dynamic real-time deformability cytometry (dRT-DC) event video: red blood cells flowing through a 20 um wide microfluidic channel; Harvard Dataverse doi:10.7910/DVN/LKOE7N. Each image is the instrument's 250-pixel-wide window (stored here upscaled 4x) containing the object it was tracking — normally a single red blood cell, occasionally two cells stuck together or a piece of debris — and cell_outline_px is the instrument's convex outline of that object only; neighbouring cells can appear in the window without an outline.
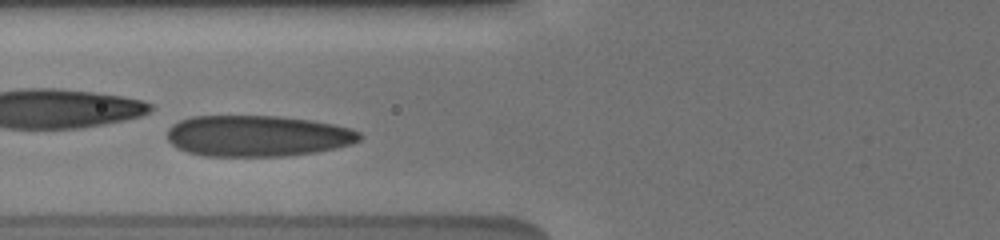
{"species": "human", "species_latin": "Homo sapiens", "temperature_condition": "cold", "stored_images_in_passage": 8, "camera_frame_rate_fps": 3000, "um_per_image_px": 0.085, "donor": {"sex": "male"}, "frame": {"image": 1, "passage_image": 6, "time_ms": 2.667, "image_size_px": [1000, 240], "cell_outline_px": [[364, 136], [360, 140], [352, 144], [336, 148], [316, 152], [284, 156], [204, 156], [188, 152], [176, 148], [168, 140], [168, 128], [172, 124], [180, 120], [192, 116], [280, 116], [312, 120], [352, 128], [360, 132]], "centroid_in_image_um": [21.91, 11.55], "position_along_channel_um": 103.9, "area_um2": 46.47}}